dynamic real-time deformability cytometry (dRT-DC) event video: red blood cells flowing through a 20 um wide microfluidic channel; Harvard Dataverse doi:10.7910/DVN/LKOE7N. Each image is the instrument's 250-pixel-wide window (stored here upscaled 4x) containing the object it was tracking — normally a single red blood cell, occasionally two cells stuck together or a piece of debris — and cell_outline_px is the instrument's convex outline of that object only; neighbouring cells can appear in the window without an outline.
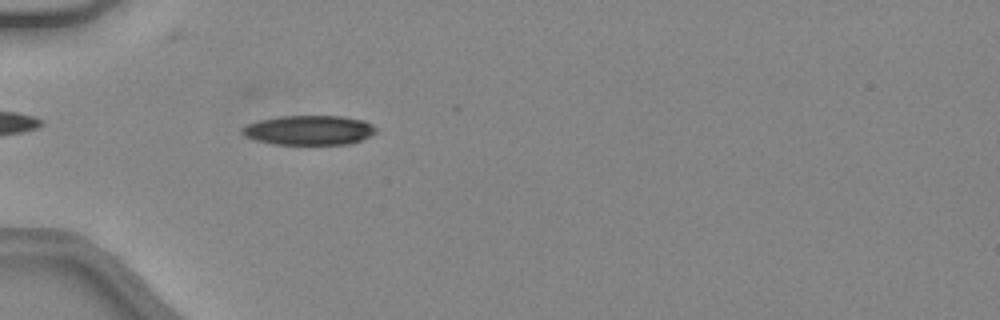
{"species": "common noctule bat (a hibernating species)", "species_latin": "Nyctalus noctula", "temperature_condition": "warm", "stored_images_in_passage": 32, "camera_frame_rate_fps": 3000, "um_per_image_px": 0.085, "animal": {"sex": "female", "body_mass_g": 24.6, "forearm_length_mm": 56.2}, "frame": {"image": 1, "passage_image": 1, "time_ms": 0.0, "image_size_px": [1000, 320], "cell_outline_px": [[376, 132], [360, 140], [348, 144], [272, 144], [256, 140], [244, 136], [240, 132], [240, 128], [248, 124], [260, 120], [280, 116], [340, 116], [364, 120], [372, 124], [376, 128]], "centroid_in_image_um": [26.24, 11.06], "position_along_channel_um": 58.8, "area_um2": 23.0}}
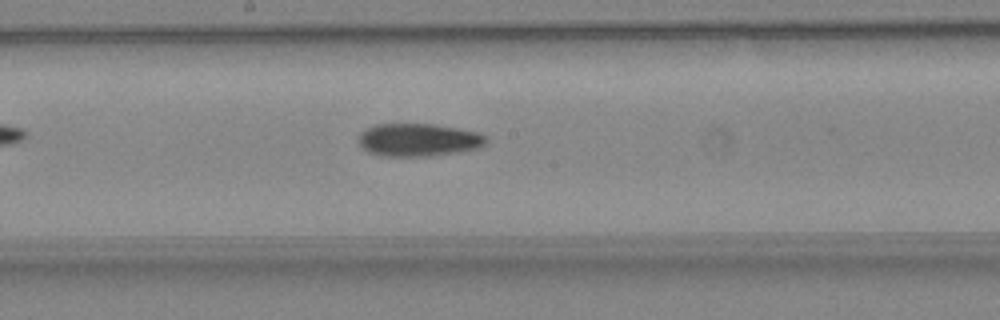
{"frame": {"image": 2, "passage_image": 12, "time_ms": 3.667, "image_size_px": [1000, 320], "cell_outline_px": [[488, 140], [480, 148], [432, 156], [384, 156], [368, 152], [356, 140], [360, 132], [376, 124], [432, 124], [480, 132], [488, 136]], "centroid_in_image_um": [35.58, 11.89], "position_along_channel_um": 212.6, "area_um2": 24.57}}
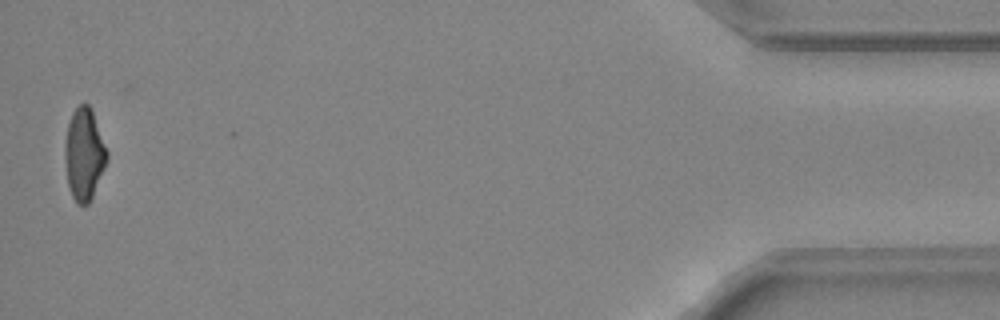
{"frame": {"image": 3, "passage_image": 32, "time_ms": 10.333, "image_size_px": [1000, 320], "cell_outline_px": [[108, 156], [104, 168], [92, 196], [88, 204], [76, 204], [72, 196], [68, 184], [64, 156], [64, 144], [68, 124], [72, 112], [80, 104], [88, 104], [92, 108], [108, 152]], "centroid_in_image_um": [7.14, 13.08], "position_along_channel_um": 428.1, "area_um2": 22.48}, "authors_computed_cell_mechanics": {"area_um2": 23.987, "velocity_mm_per_s": 4.4669, "shape_relaxation_time_tau1_ms": 10.4759, "shape_relaxation_time_tau2_ms": 5.3491, "deformation_change_tau1": 0.2715, "deformation_change_tau2": 0.1548}}